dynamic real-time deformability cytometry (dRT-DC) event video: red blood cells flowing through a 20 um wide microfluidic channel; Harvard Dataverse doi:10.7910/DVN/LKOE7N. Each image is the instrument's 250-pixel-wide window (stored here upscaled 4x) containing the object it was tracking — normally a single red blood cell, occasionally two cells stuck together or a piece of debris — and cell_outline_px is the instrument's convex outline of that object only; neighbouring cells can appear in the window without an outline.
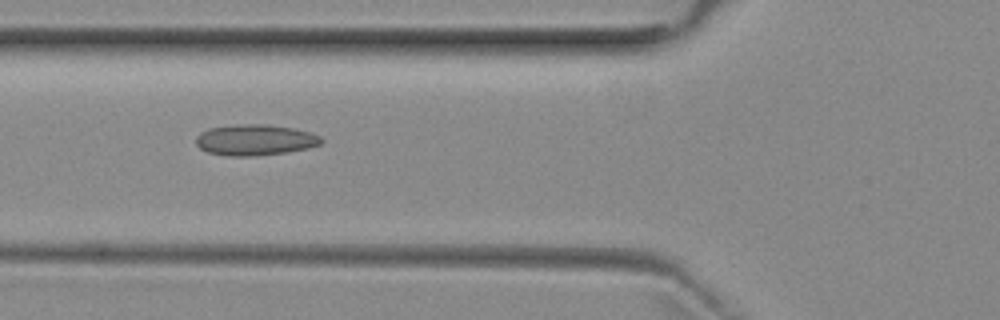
{"species": "common noctule bat (a hibernating species)", "species_latin": "Nyctalus noctula", "temperature_condition": "room temperature", "stored_images_in_passage": 4, "camera_frame_rate_fps": 3000, "um_per_image_px": 0.085, "animal": {"sex": "female", "body_mass_g": 29.2, "forearm_length_mm": 56.3}, "frame": {"image": 1, "passage_image": 4, "time_ms": 4.0, "image_size_px": [1000, 320], "cell_outline_px": [[324, 140], [320, 144], [308, 148], [284, 152], [252, 156], [228, 156], [208, 152], [200, 148], [196, 144], [196, 136], [200, 132], [208, 128], [236, 124], [268, 124], [296, 128], [312, 132], [320, 136]], "centroid_in_image_um": [21.68, 11.87], "position_along_channel_um": 104.1, "area_um2": 22.77}}